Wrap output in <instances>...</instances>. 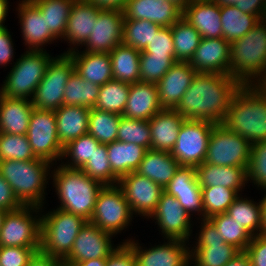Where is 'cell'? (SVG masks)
<instances>
[{
	"instance_id": "1f68e13d",
	"label": "cell",
	"mask_w": 266,
	"mask_h": 266,
	"mask_svg": "<svg viewBox=\"0 0 266 266\" xmlns=\"http://www.w3.org/2000/svg\"><path fill=\"white\" fill-rule=\"evenodd\" d=\"M54 114L58 140L63 147L72 140L88 133L90 108L62 105L54 111Z\"/></svg>"
},
{
	"instance_id": "d4e9b609",
	"label": "cell",
	"mask_w": 266,
	"mask_h": 266,
	"mask_svg": "<svg viewBox=\"0 0 266 266\" xmlns=\"http://www.w3.org/2000/svg\"><path fill=\"white\" fill-rule=\"evenodd\" d=\"M197 74L189 62L176 61L157 82L160 103L163 109H175Z\"/></svg>"
},
{
	"instance_id": "30bf717a",
	"label": "cell",
	"mask_w": 266,
	"mask_h": 266,
	"mask_svg": "<svg viewBox=\"0 0 266 266\" xmlns=\"http://www.w3.org/2000/svg\"><path fill=\"white\" fill-rule=\"evenodd\" d=\"M74 71V63L68 53L53 57L31 99L34 108L53 111L60 108L63 105L65 85Z\"/></svg>"
},
{
	"instance_id": "7402d4cb",
	"label": "cell",
	"mask_w": 266,
	"mask_h": 266,
	"mask_svg": "<svg viewBox=\"0 0 266 266\" xmlns=\"http://www.w3.org/2000/svg\"><path fill=\"white\" fill-rule=\"evenodd\" d=\"M189 63L197 73L230 74V43L224 38H202Z\"/></svg>"
},
{
	"instance_id": "8d00e7d4",
	"label": "cell",
	"mask_w": 266,
	"mask_h": 266,
	"mask_svg": "<svg viewBox=\"0 0 266 266\" xmlns=\"http://www.w3.org/2000/svg\"><path fill=\"white\" fill-rule=\"evenodd\" d=\"M44 15L47 30L62 40L67 27L68 17L75 0H31Z\"/></svg>"
},
{
	"instance_id": "11a10c76",
	"label": "cell",
	"mask_w": 266,
	"mask_h": 266,
	"mask_svg": "<svg viewBox=\"0 0 266 266\" xmlns=\"http://www.w3.org/2000/svg\"><path fill=\"white\" fill-rule=\"evenodd\" d=\"M245 253L250 258L251 266H266V235L253 236Z\"/></svg>"
},
{
	"instance_id": "d6986e66",
	"label": "cell",
	"mask_w": 266,
	"mask_h": 266,
	"mask_svg": "<svg viewBox=\"0 0 266 266\" xmlns=\"http://www.w3.org/2000/svg\"><path fill=\"white\" fill-rule=\"evenodd\" d=\"M124 15L119 9H102L83 51L109 53L122 44Z\"/></svg>"
},
{
	"instance_id": "94428289",
	"label": "cell",
	"mask_w": 266,
	"mask_h": 266,
	"mask_svg": "<svg viewBox=\"0 0 266 266\" xmlns=\"http://www.w3.org/2000/svg\"><path fill=\"white\" fill-rule=\"evenodd\" d=\"M63 260L37 252L27 266H60Z\"/></svg>"
},
{
	"instance_id": "91938a15",
	"label": "cell",
	"mask_w": 266,
	"mask_h": 266,
	"mask_svg": "<svg viewBox=\"0 0 266 266\" xmlns=\"http://www.w3.org/2000/svg\"><path fill=\"white\" fill-rule=\"evenodd\" d=\"M241 12L266 19V0H240L235 5Z\"/></svg>"
},
{
	"instance_id": "f6af8a7d",
	"label": "cell",
	"mask_w": 266,
	"mask_h": 266,
	"mask_svg": "<svg viewBox=\"0 0 266 266\" xmlns=\"http://www.w3.org/2000/svg\"><path fill=\"white\" fill-rule=\"evenodd\" d=\"M99 144L100 142L89 133L72 140L64 146L61 162L62 159L65 158L67 160L69 158L65 164L63 161L61 165L68 168L81 169L91 159Z\"/></svg>"
},
{
	"instance_id": "a7ac6f4b",
	"label": "cell",
	"mask_w": 266,
	"mask_h": 266,
	"mask_svg": "<svg viewBox=\"0 0 266 266\" xmlns=\"http://www.w3.org/2000/svg\"><path fill=\"white\" fill-rule=\"evenodd\" d=\"M176 5L182 12L193 0H167Z\"/></svg>"
},
{
	"instance_id": "4fadbf2b",
	"label": "cell",
	"mask_w": 266,
	"mask_h": 266,
	"mask_svg": "<svg viewBox=\"0 0 266 266\" xmlns=\"http://www.w3.org/2000/svg\"><path fill=\"white\" fill-rule=\"evenodd\" d=\"M27 137L37 158L54 165L60 161L64 147L58 140L56 117L53 110L34 108L29 119Z\"/></svg>"
},
{
	"instance_id": "e575fe53",
	"label": "cell",
	"mask_w": 266,
	"mask_h": 266,
	"mask_svg": "<svg viewBox=\"0 0 266 266\" xmlns=\"http://www.w3.org/2000/svg\"><path fill=\"white\" fill-rule=\"evenodd\" d=\"M110 53L113 80L133 84L140 81L141 52L119 44Z\"/></svg>"
},
{
	"instance_id": "4316f807",
	"label": "cell",
	"mask_w": 266,
	"mask_h": 266,
	"mask_svg": "<svg viewBox=\"0 0 266 266\" xmlns=\"http://www.w3.org/2000/svg\"><path fill=\"white\" fill-rule=\"evenodd\" d=\"M161 110L163 107L159 100L156 84L141 81L129 84L128 100L122 116L150 120Z\"/></svg>"
},
{
	"instance_id": "680465c9",
	"label": "cell",
	"mask_w": 266,
	"mask_h": 266,
	"mask_svg": "<svg viewBox=\"0 0 266 266\" xmlns=\"http://www.w3.org/2000/svg\"><path fill=\"white\" fill-rule=\"evenodd\" d=\"M14 43L7 27L0 29V65L6 67L14 59ZM12 61V62H11ZM11 62V63H10Z\"/></svg>"
},
{
	"instance_id": "be15d7a7",
	"label": "cell",
	"mask_w": 266,
	"mask_h": 266,
	"mask_svg": "<svg viewBox=\"0 0 266 266\" xmlns=\"http://www.w3.org/2000/svg\"><path fill=\"white\" fill-rule=\"evenodd\" d=\"M224 266H251L250 258L245 251H240L233 259Z\"/></svg>"
},
{
	"instance_id": "ffe728a7",
	"label": "cell",
	"mask_w": 266,
	"mask_h": 266,
	"mask_svg": "<svg viewBox=\"0 0 266 266\" xmlns=\"http://www.w3.org/2000/svg\"><path fill=\"white\" fill-rule=\"evenodd\" d=\"M164 192L174 196L190 216L197 214L200 216L198 220L204 219L202 190L198 183L196 167L179 166Z\"/></svg>"
},
{
	"instance_id": "03108f58",
	"label": "cell",
	"mask_w": 266,
	"mask_h": 266,
	"mask_svg": "<svg viewBox=\"0 0 266 266\" xmlns=\"http://www.w3.org/2000/svg\"><path fill=\"white\" fill-rule=\"evenodd\" d=\"M107 258H97L75 263L71 266H106Z\"/></svg>"
},
{
	"instance_id": "7bdbcfd3",
	"label": "cell",
	"mask_w": 266,
	"mask_h": 266,
	"mask_svg": "<svg viewBox=\"0 0 266 266\" xmlns=\"http://www.w3.org/2000/svg\"><path fill=\"white\" fill-rule=\"evenodd\" d=\"M160 28L149 20L124 19L122 44L144 51Z\"/></svg>"
},
{
	"instance_id": "74e56055",
	"label": "cell",
	"mask_w": 266,
	"mask_h": 266,
	"mask_svg": "<svg viewBox=\"0 0 266 266\" xmlns=\"http://www.w3.org/2000/svg\"><path fill=\"white\" fill-rule=\"evenodd\" d=\"M239 195L229 206L228 213L240 225H243L253 236L262 234V201L256 203L253 199L243 198Z\"/></svg>"
},
{
	"instance_id": "f35d334b",
	"label": "cell",
	"mask_w": 266,
	"mask_h": 266,
	"mask_svg": "<svg viewBox=\"0 0 266 266\" xmlns=\"http://www.w3.org/2000/svg\"><path fill=\"white\" fill-rule=\"evenodd\" d=\"M100 87L95 83L83 79L74 71L65 85L63 105L94 108Z\"/></svg>"
},
{
	"instance_id": "f5cc1de1",
	"label": "cell",
	"mask_w": 266,
	"mask_h": 266,
	"mask_svg": "<svg viewBox=\"0 0 266 266\" xmlns=\"http://www.w3.org/2000/svg\"><path fill=\"white\" fill-rule=\"evenodd\" d=\"M40 247L0 246V266H27Z\"/></svg>"
},
{
	"instance_id": "003e7915",
	"label": "cell",
	"mask_w": 266,
	"mask_h": 266,
	"mask_svg": "<svg viewBox=\"0 0 266 266\" xmlns=\"http://www.w3.org/2000/svg\"><path fill=\"white\" fill-rule=\"evenodd\" d=\"M264 193H266L264 191ZM262 201V218H263V230L262 234L266 235V194H264V197L261 199Z\"/></svg>"
},
{
	"instance_id": "e7e4bbea",
	"label": "cell",
	"mask_w": 266,
	"mask_h": 266,
	"mask_svg": "<svg viewBox=\"0 0 266 266\" xmlns=\"http://www.w3.org/2000/svg\"><path fill=\"white\" fill-rule=\"evenodd\" d=\"M8 0H0V29L5 28L6 16H8L9 4ZM4 23V24H3Z\"/></svg>"
},
{
	"instance_id": "44dd1931",
	"label": "cell",
	"mask_w": 266,
	"mask_h": 266,
	"mask_svg": "<svg viewBox=\"0 0 266 266\" xmlns=\"http://www.w3.org/2000/svg\"><path fill=\"white\" fill-rule=\"evenodd\" d=\"M17 9L20 29L26 50L42 51L46 44L57 40L47 30V22L39 8L31 0H22ZM43 46V47H42Z\"/></svg>"
},
{
	"instance_id": "bcb514c9",
	"label": "cell",
	"mask_w": 266,
	"mask_h": 266,
	"mask_svg": "<svg viewBox=\"0 0 266 266\" xmlns=\"http://www.w3.org/2000/svg\"><path fill=\"white\" fill-rule=\"evenodd\" d=\"M81 170L103 186L118 184L119 179L112 173L106 144H99L91 159L88 160Z\"/></svg>"
},
{
	"instance_id": "60d3db41",
	"label": "cell",
	"mask_w": 266,
	"mask_h": 266,
	"mask_svg": "<svg viewBox=\"0 0 266 266\" xmlns=\"http://www.w3.org/2000/svg\"><path fill=\"white\" fill-rule=\"evenodd\" d=\"M129 94V84L111 80L100 87L94 108L123 115Z\"/></svg>"
},
{
	"instance_id": "2e32d148",
	"label": "cell",
	"mask_w": 266,
	"mask_h": 266,
	"mask_svg": "<svg viewBox=\"0 0 266 266\" xmlns=\"http://www.w3.org/2000/svg\"><path fill=\"white\" fill-rule=\"evenodd\" d=\"M123 191L133 215H141L147 219L155 211L164 189L136 172L121 177L117 184Z\"/></svg>"
},
{
	"instance_id": "816d5d0a",
	"label": "cell",
	"mask_w": 266,
	"mask_h": 266,
	"mask_svg": "<svg viewBox=\"0 0 266 266\" xmlns=\"http://www.w3.org/2000/svg\"><path fill=\"white\" fill-rule=\"evenodd\" d=\"M266 191V141L252 143L247 167V182Z\"/></svg>"
},
{
	"instance_id": "2644e50d",
	"label": "cell",
	"mask_w": 266,
	"mask_h": 266,
	"mask_svg": "<svg viewBox=\"0 0 266 266\" xmlns=\"http://www.w3.org/2000/svg\"><path fill=\"white\" fill-rule=\"evenodd\" d=\"M5 211L1 210L0 209V228L2 226V223H3V219H4V216H5Z\"/></svg>"
},
{
	"instance_id": "f546056e",
	"label": "cell",
	"mask_w": 266,
	"mask_h": 266,
	"mask_svg": "<svg viewBox=\"0 0 266 266\" xmlns=\"http://www.w3.org/2000/svg\"><path fill=\"white\" fill-rule=\"evenodd\" d=\"M196 174L201 188L223 186L240 194L248 183L247 170L243 167L217 166L204 162L196 167Z\"/></svg>"
},
{
	"instance_id": "ac0fdd59",
	"label": "cell",
	"mask_w": 266,
	"mask_h": 266,
	"mask_svg": "<svg viewBox=\"0 0 266 266\" xmlns=\"http://www.w3.org/2000/svg\"><path fill=\"white\" fill-rule=\"evenodd\" d=\"M113 236L87 221L80 229L72 250L63 263L73 265L85 260L107 258L118 247L112 244Z\"/></svg>"
},
{
	"instance_id": "6f0895ef",
	"label": "cell",
	"mask_w": 266,
	"mask_h": 266,
	"mask_svg": "<svg viewBox=\"0 0 266 266\" xmlns=\"http://www.w3.org/2000/svg\"><path fill=\"white\" fill-rule=\"evenodd\" d=\"M23 204L16 197L11 186L0 174V209L8 212L22 207Z\"/></svg>"
},
{
	"instance_id": "484cf974",
	"label": "cell",
	"mask_w": 266,
	"mask_h": 266,
	"mask_svg": "<svg viewBox=\"0 0 266 266\" xmlns=\"http://www.w3.org/2000/svg\"><path fill=\"white\" fill-rule=\"evenodd\" d=\"M182 17L202 38H223L220 6L214 0H193L184 9Z\"/></svg>"
},
{
	"instance_id": "ba28073f",
	"label": "cell",
	"mask_w": 266,
	"mask_h": 266,
	"mask_svg": "<svg viewBox=\"0 0 266 266\" xmlns=\"http://www.w3.org/2000/svg\"><path fill=\"white\" fill-rule=\"evenodd\" d=\"M41 210L43 207L23 205L6 212L0 228V246L40 247Z\"/></svg>"
},
{
	"instance_id": "f1b7e54d",
	"label": "cell",
	"mask_w": 266,
	"mask_h": 266,
	"mask_svg": "<svg viewBox=\"0 0 266 266\" xmlns=\"http://www.w3.org/2000/svg\"><path fill=\"white\" fill-rule=\"evenodd\" d=\"M73 60L75 72L83 79L99 86L113 80L110 53L74 50L68 53Z\"/></svg>"
},
{
	"instance_id": "3957f363",
	"label": "cell",
	"mask_w": 266,
	"mask_h": 266,
	"mask_svg": "<svg viewBox=\"0 0 266 266\" xmlns=\"http://www.w3.org/2000/svg\"><path fill=\"white\" fill-rule=\"evenodd\" d=\"M52 167L51 179L61 203L59 209L73 213L90 221L96 199L103 185L86 175L81 169L65 167L61 164Z\"/></svg>"
},
{
	"instance_id": "7dc6e473",
	"label": "cell",
	"mask_w": 266,
	"mask_h": 266,
	"mask_svg": "<svg viewBox=\"0 0 266 266\" xmlns=\"http://www.w3.org/2000/svg\"><path fill=\"white\" fill-rule=\"evenodd\" d=\"M204 219H209L213 215L226 213L229 206L240 195L236 190L223 186H213L201 188Z\"/></svg>"
},
{
	"instance_id": "681fc988",
	"label": "cell",
	"mask_w": 266,
	"mask_h": 266,
	"mask_svg": "<svg viewBox=\"0 0 266 266\" xmlns=\"http://www.w3.org/2000/svg\"><path fill=\"white\" fill-rule=\"evenodd\" d=\"M37 159L27 135L0 133V161Z\"/></svg>"
},
{
	"instance_id": "83f0119b",
	"label": "cell",
	"mask_w": 266,
	"mask_h": 266,
	"mask_svg": "<svg viewBox=\"0 0 266 266\" xmlns=\"http://www.w3.org/2000/svg\"><path fill=\"white\" fill-rule=\"evenodd\" d=\"M184 121L185 119L175 109H163L148 120L151 150L170 152L176 144Z\"/></svg>"
},
{
	"instance_id": "8fae6325",
	"label": "cell",
	"mask_w": 266,
	"mask_h": 266,
	"mask_svg": "<svg viewBox=\"0 0 266 266\" xmlns=\"http://www.w3.org/2000/svg\"><path fill=\"white\" fill-rule=\"evenodd\" d=\"M251 143L223 124H216L208 142L205 163L217 166L243 167L247 170Z\"/></svg>"
},
{
	"instance_id": "cb8c5ba5",
	"label": "cell",
	"mask_w": 266,
	"mask_h": 266,
	"mask_svg": "<svg viewBox=\"0 0 266 266\" xmlns=\"http://www.w3.org/2000/svg\"><path fill=\"white\" fill-rule=\"evenodd\" d=\"M123 11L124 19L149 20L161 27L172 26L183 12L167 0H127Z\"/></svg>"
},
{
	"instance_id": "5b68a950",
	"label": "cell",
	"mask_w": 266,
	"mask_h": 266,
	"mask_svg": "<svg viewBox=\"0 0 266 266\" xmlns=\"http://www.w3.org/2000/svg\"><path fill=\"white\" fill-rule=\"evenodd\" d=\"M53 166L41 158L27 161L4 160L0 161V174L23 205L42 207Z\"/></svg>"
},
{
	"instance_id": "6da1fadb",
	"label": "cell",
	"mask_w": 266,
	"mask_h": 266,
	"mask_svg": "<svg viewBox=\"0 0 266 266\" xmlns=\"http://www.w3.org/2000/svg\"><path fill=\"white\" fill-rule=\"evenodd\" d=\"M241 85L230 74L197 73L175 110L185 120L222 124Z\"/></svg>"
},
{
	"instance_id": "ee69618b",
	"label": "cell",
	"mask_w": 266,
	"mask_h": 266,
	"mask_svg": "<svg viewBox=\"0 0 266 266\" xmlns=\"http://www.w3.org/2000/svg\"><path fill=\"white\" fill-rule=\"evenodd\" d=\"M209 220L215 225L223 240L234 245L240 251H245L253 235L233 219L228 213L213 215Z\"/></svg>"
},
{
	"instance_id": "c3c4849f",
	"label": "cell",
	"mask_w": 266,
	"mask_h": 266,
	"mask_svg": "<svg viewBox=\"0 0 266 266\" xmlns=\"http://www.w3.org/2000/svg\"><path fill=\"white\" fill-rule=\"evenodd\" d=\"M117 141L134 143L151 149V132L148 120H139L121 116L118 125Z\"/></svg>"
},
{
	"instance_id": "7a4b0ae2",
	"label": "cell",
	"mask_w": 266,
	"mask_h": 266,
	"mask_svg": "<svg viewBox=\"0 0 266 266\" xmlns=\"http://www.w3.org/2000/svg\"><path fill=\"white\" fill-rule=\"evenodd\" d=\"M222 124L251 144L266 141V87L242 84L232 97Z\"/></svg>"
},
{
	"instance_id": "4dcf8cb0",
	"label": "cell",
	"mask_w": 266,
	"mask_h": 266,
	"mask_svg": "<svg viewBox=\"0 0 266 266\" xmlns=\"http://www.w3.org/2000/svg\"><path fill=\"white\" fill-rule=\"evenodd\" d=\"M33 109L29 99L8 98L0 94V133L27 135Z\"/></svg>"
},
{
	"instance_id": "ab89813d",
	"label": "cell",
	"mask_w": 266,
	"mask_h": 266,
	"mask_svg": "<svg viewBox=\"0 0 266 266\" xmlns=\"http://www.w3.org/2000/svg\"><path fill=\"white\" fill-rule=\"evenodd\" d=\"M172 38L175 50V60L189 62L200 44L202 36L181 17L171 26Z\"/></svg>"
},
{
	"instance_id": "8c879c8a",
	"label": "cell",
	"mask_w": 266,
	"mask_h": 266,
	"mask_svg": "<svg viewBox=\"0 0 266 266\" xmlns=\"http://www.w3.org/2000/svg\"><path fill=\"white\" fill-rule=\"evenodd\" d=\"M60 266H71V265H67L66 263H62Z\"/></svg>"
},
{
	"instance_id": "52a82bcc",
	"label": "cell",
	"mask_w": 266,
	"mask_h": 266,
	"mask_svg": "<svg viewBox=\"0 0 266 266\" xmlns=\"http://www.w3.org/2000/svg\"><path fill=\"white\" fill-rule=\"evenodd\" d=\"M52 58L46 50H26L13 62L0 87V94L8 98L31 100Z\"/></svg>"
},
{
	"instance_id": "5bb4252c",
	"label": "cell",
	"mask_w": 266,
	"mask_h": 266,
	"mask_svg": "<svg viewBox=\"0 0 266 266\" xmlns=\"http://www.w3.org/2000/svg\"><path fill=\"white\" fill-rule=\"evenodd\" d=\"M200 221L202 222L199 236L196 238L195 246L190 249L191 266H224L240 253L238 248L223 240L209 219Z\"/></svg>"
},
{
	"instance_id": "9a60e30c",
	"label": "cell",
	"mask_w": 266,
	"mask_h": 266,
	"mask_svg": "<svg viewBox=\"0 0 266 266\" xmlns=\"http://www.w3.org/2000/svg\"><path fill=\"white\" fill-rule=\"evenodd\" d=\"M164 244L143 249L138 240H123L132 250L137 266H188L190 265V247L188 242L178 239H166Z\"/></svg>"
},
{
	"instance_id": "db71d44e",
	"label": "cell",
	"mask_w": 266,
	"mask_h": 266,
	"mask_svg": "<svg viewBox=\"0 0 266 266\" xmlns=\"http://www.w3.org/2000/svg\"><path fill=\"white\" fill-rule=\"evenodd\" d=\"M144 51L150 55L175 57L171 26L161 27Z\"/></svg>"
},
{
	"instance_id": "7c38bea8",
	"label": "cell",
	"mask_w": 266,
	"mask_h": 266,
	"mask_svg": "<svg viewBox=\"0 0 266 266\" xmlns=\"http://www.w3.org/2000/svg\"><path fill=\"white\" fill-rule=\"evenodd\" d=\"M216 123L206 120H185L170 154L180 166L197 167L204 163L209 137Z\"/></svg>"
},
{
	"instance_id": "8992f818",
	"label": "cell",
	"mask_w": 266,
	"mask_h": 266,
	"mask_svg": "<svg viewBox=\"0 0 266 266\" xmlns=\"http://www.w3.org/2000/svg\"><path fill=\"white\" fill-rule=\"evenodd\" d=\"M51 210L41 214L40 251L64 260L87 220L59 208Z\"/></svg>"
},
{
	"instance_id": "9c48e42d",
	"label": "cell",
	"mask_w": 266,
	"mask_h": 266,
	"mask_svg": "<svg viewBox=\"0 0 266 266\" xmlns=\"http://www.w3.org/2000/svg\"><path fill=\"white\" fill-rule=\"evenodd\" d=\"M133 217L122 189L118 185L103 186L89 222L115 236L131 225Z\"/></svg>"
},
{
	"instance_id": "6125c7cd",
	"label": "cell",
	"mask_w": 266,
	"mask_h": 266,
	"mask_svg": "<svg viewBox=\"0 0 266 266\" xmlns=\"http://www.w3.org/2000/svg\"><path fill=\"white\" fill-rule=\"evenodd\" d=\"M102 9L123 10L127 0H87Z\"/></svg>"
},
{
	"instance_id": "d6a6232c",
	"label": "cell",
	"mask_w": 266,
	"mask_h": 266,
	"mask_svg": "<svg viewBox=\"0 0 266 266\" xmlns=\"http://www.w3.org/2000/svg\"><path fill=\"white\" fill-rule=\"evenodd\" d=\"M180 164L170 152L147 150L135 171L160 185L163 189L169 184Z\"/></svg>"
},
{
	"instance_id": "9f6ffc18",
	"label": "cell",
	"mask_w": 266,
	"mask_h": 266,
	"mask_svg": "<svg viewBox=\"0 0 266 266\" xmlns=\"http://www.w3.org/2000/svg\"><path fill=\"white\" fill-rule=\"evenodd\" d=\"M107 257L106 266H137L133 250L124 242Z\"/></svg>"
},
{
	"instance_id": "f907efd6",
	"label": "cell",
	"mask_w": 266,
	"mask_h": 266,
	"mask_svg": "<svg viewBox=\"0 0 266 266\" xmlns=\"http://www.w3.org/2000/svg\"><path fill=\"white\" fill-rule=\"evenodd\" d=\"M175 62V57L150 55L141 51L140 81L157 84Z\"/></svg>"
},
{
	"instance_id": "603a6c76",
	"label": "cell",
	"mask_w": 266,
	"mask_h": 266,
	"mask_svg": "<svg viewBox=\"0 0 266 266\" xmlns=\"http://www.w3.org/2000/svg\"><path fill=\"white\" fill-rule=\"evenodd\" d=\"M101 10L102 8H99L87 0H75L68 17L67 27L63 37V40L70 43L68 45L70 48L64 53L77 50L80 45L82 48L87 42L92 28L94 27V22Z\"/></svg>"
},
{
	"instance_id": "b9f144b4",
	"label": "cell",
	"mask_w": 266,
	"mask_h": 266,
	"mask_svg": "<svg viewBox=\"0 0 266 266\" xmlns=\"http://www.w3.org/2000/svg\"><path fill=\"white\" fill-rule=\"evenodd\" d=\"M120 119L121 116L118 114L91 108L88 133L101 144L117 141Z\"/></svg>"
},
{
	"instance_id": "e0dca14e",
	"label": "cell",
	"mask_w": 266,
	"mask_h": 266,
	"mask_svg": "<svg viewBox=\"0 0 266 266\" xmlns=\"http://www.w3.org/2000/svg\"><path fill=\"white\" fill-rule=\"evenodd\" d=\"M191 217L174 196L163 192L155 211L149 218L156 220L155 223L162 232L164 240L178 239L189 242L193 226Z\"/></svg>"
},
{
	"instance_id": "277c9868",
	"label": "cell",
	"mask_w": 266,
	"mask_h": 266,
	"mask_svg": "<svg viewBox=\"0 0 266 266\" xmlns=\"http://www.w3.org/2000/svg\"><path fill=\"white\" fill-rule=\"evenodd\" d=\"M230 75L241 84H262L266 79V19L230 43Z\"/></svg>"
},
{
	"instance_id": "836d02e7",
	"label": "cell",
	"mask_w": 266,
	"mask_h": 266,
	"mask_svg": "<svg viewBox=\"0 0 266 266\" xmlns=\"http://www.w3.org/2000/svg\"><path fill=\"white\" fill-rule=\"evenodd\" d=\"M112 173L120 179L135 172L147 149L134 143L114 141L106 144Z\"/></svg>"
},
{
	"instance_id": "89a4df30",
	"label": "cell",
	"mask_w": 266,
	"mask_h": 266,
	"mask_svg": "<svg viewBox=\"0 0 266 266\" xmlns=\"http://www.w3.org/2000/svg\"><path fill=\"white\" fill-rule=\"evenodd\" d=\"M219 6L229 5L234 6L240 0H214Z\"/></svg>"
},
{
	"instance_id": "d590c367",
	"label": "cell",
	"mask_w": 266,
	"mask_h": 266,
	"mask_svg": "<svg viewBox=\"0 0 266 266\" xmlns=\"http://www.w3.org/2000/svg\"><path fill=\"white\" fill-rule=\"evenodd\" d=\"M223 38L232 43L246 35L261 19L256 15L241 12L235 6H220Z\"/></svg>"
}]
</instances>
